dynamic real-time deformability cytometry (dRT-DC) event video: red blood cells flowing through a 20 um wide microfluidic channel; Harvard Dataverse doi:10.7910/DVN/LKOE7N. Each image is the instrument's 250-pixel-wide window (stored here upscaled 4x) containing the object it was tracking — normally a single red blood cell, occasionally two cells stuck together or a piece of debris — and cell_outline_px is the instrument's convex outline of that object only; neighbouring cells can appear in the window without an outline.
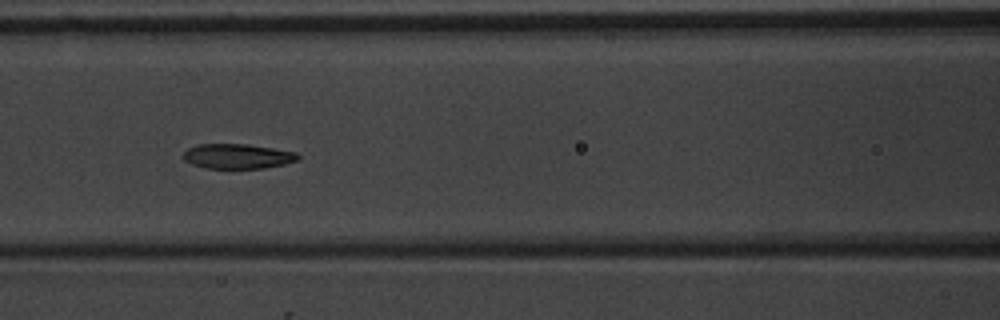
{"species": "common noctule bat (a hibernating species)", "species_latin": "Nyctalus noctula", "temperature_condition": "warm", "stored_images_in_passage": 16, "camera_frame_rate_fps": 3000, "um_per_image_px": 0.085, "animal": {"sex": "male", "body_mass_g": 20.1, "forearm_length_mm": 53.5}, "frame": {"image": 1, "passage_image": 7, "time_ms": 7.667, "image_size_px": [1000, 320], "cell_outline_px": [[300, 156], [296, 160], [284, 164], [264, 168], [208, 168], [192, 164], [184, 160], [184, 152], [188, 148], [196, 144], [248, 144], [296, 152]], "centroid_in_image_um": [20.18, 13.27], "position_along_channel_um": 146.4, "area_um2": 16.47}}
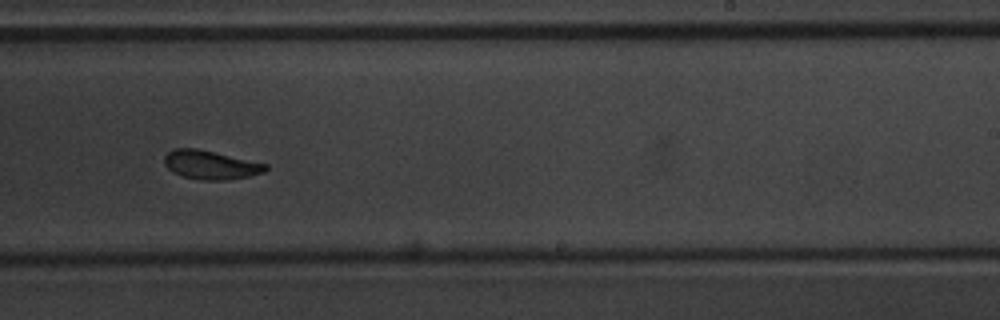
{"frame": {"image": 2, "passage_image": 10, "time_ms": 11.0, "image_size_px": [1000, 320], "cell_outline_px": [[268, 168], [264, 172], [248, 176], [228, 180], [200, 180], [184, 176], [172, 172], [164, 164], [164, 156], [168, 152], [176, 148], [196, 148], [268, 164]], "centroid_in_image_um": [17.89, 14.02], "position_along_channel_um": 271.1, "area_um2": 16.88}}
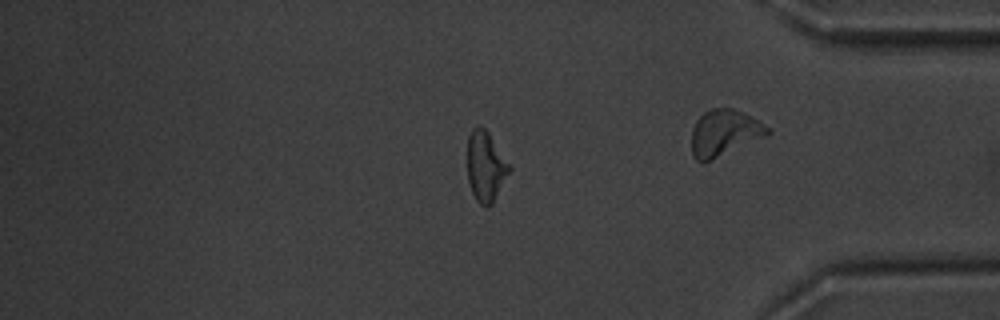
{"frame": {"image": 3, "passage_image": 16, "time_ms": 19.0, "image_size_px": [1000, 320], "cell_outline_px": [[512, 168], [492, 204], [488, 208], [484, 208], [476, 200], [472, 192], [468, 180], [468, 136], [472, 128], [480, 124], [488, 132]], "centroid_in_image_um": [41.27, 14.16], "position_along_channel_um": 393.9, "area_um2": 17.17}, "authors_computed_cell_mechanics": {"area_um2": 17.4556, "velocity_mm_per_s": 3.7511, "shape_relaxation_time_tau1_ms": 3.0816, "shape_relaxation_time_tau2_ms": 3.6148, "deformation_change_tau1": 0.117, "deformation_change_tau2": 0.0605}}